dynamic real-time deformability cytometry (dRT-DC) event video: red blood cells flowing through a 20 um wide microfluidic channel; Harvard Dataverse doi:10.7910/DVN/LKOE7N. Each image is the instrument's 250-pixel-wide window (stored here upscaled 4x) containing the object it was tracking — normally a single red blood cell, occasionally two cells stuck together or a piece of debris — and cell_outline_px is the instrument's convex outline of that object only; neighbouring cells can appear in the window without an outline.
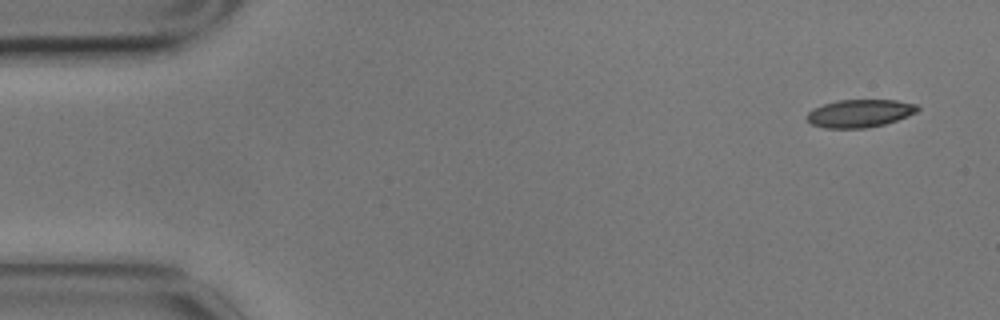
{"species": "common noctule bat (a hibernating species)", "species_latin": "Nyctalus noctula", "temperature_condition": "cold", "stored_images_in_passage": 9, "camera_frame_rate_fps": 3000, "um_per_image_px": 0.085, "animal": {"sex": "male", "body_mass_g": 17.9}, "frame": {"image": 1, "passage_image": 1, "time_ms": 0.0, "image_size_px": [1000, 320], "cell_outline_px": [[920, 108], [916, 112], [908, 116], [884, 124], [864, 128], [824, 128], [812, 124], [804, 116], [812, 108], [824, 104], [840, 100], [896, 100], [916, 104]], "centroid_in_image_um": [73.05, 9.63], "position_along_channel_um": 11.9, "area_um2": 17.92}}